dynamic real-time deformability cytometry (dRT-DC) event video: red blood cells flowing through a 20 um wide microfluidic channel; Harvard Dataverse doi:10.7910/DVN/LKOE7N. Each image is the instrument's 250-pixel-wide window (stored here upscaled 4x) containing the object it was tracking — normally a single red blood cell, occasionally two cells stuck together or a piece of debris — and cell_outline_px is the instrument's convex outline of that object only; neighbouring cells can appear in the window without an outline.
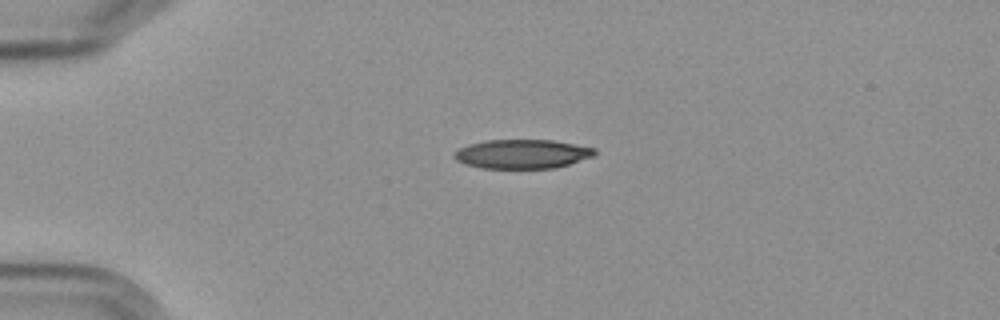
{"species": "Egyptian fruit bat (a non-hibernating species)", "species_latin": "Rousettus aegyptiacus", "temperature_condition": "cold", "stored_images_in_passage": 4, "camera_frame_rate_fps": 3000, "um_per_image_px": 0.085, "frame": {"image": 1, "passage_image": 3, "time_ms": 2.333, "image_size_px": [1000, 320], "cell_outline_px": [[596, 152], [592, 156], [568, 164], [552, 168], [480, 168], [464, 164], [456, 160], [452, 156], [460, 148], [468, 144], [484, 140], [552, 140], [596, 148]], "centroid_in_image_um": [44.34, 13.08], "position_along_channel_um": 40.7, "area_um2": 23.7}}